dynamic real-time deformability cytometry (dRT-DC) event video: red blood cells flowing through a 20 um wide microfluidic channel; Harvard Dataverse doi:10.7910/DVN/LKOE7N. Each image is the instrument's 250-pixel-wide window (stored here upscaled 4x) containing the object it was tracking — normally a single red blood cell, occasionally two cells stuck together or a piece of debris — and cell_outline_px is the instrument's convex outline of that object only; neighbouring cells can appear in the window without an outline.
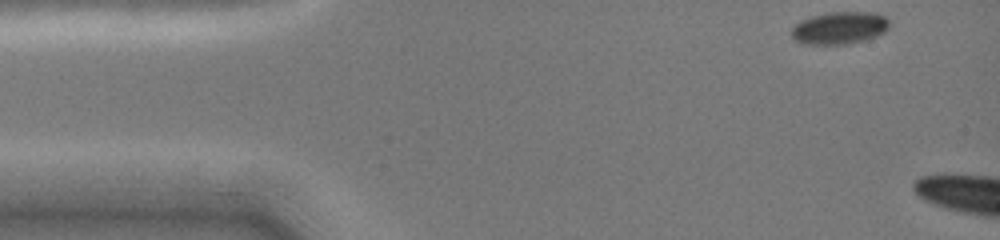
{"species": "common noctule bat (a hibernating species)", "species_latin": "Nyctalus noctula", "temperature_condition": "cold", "stored_images_in_passage": 7, "camera_frame_rate_fps": 3000, "um_per_image_px": 0.085, "animal": {"sex": "female", "body_mass_g": 19.0, "forearm_length_mm": 51.5}, "frame": {"image": 1, "passage_image": 1, "time_ms": 0.0, "image_size_px": [1000, 240], "cell_outline_px": [[888, 28], [884, 32], [876, 36], [864, 40], [848, 44], [808, 44], [796, 40], [792, 36], [792, 28], [800, 20], [812, 16], [832, 12], [868, 12], [884, 16], [888, 20]], "centroid_in_image_um": [71.36, 2.37], "position_along_channel_um": 13.6, "area_um2": 18.21}}